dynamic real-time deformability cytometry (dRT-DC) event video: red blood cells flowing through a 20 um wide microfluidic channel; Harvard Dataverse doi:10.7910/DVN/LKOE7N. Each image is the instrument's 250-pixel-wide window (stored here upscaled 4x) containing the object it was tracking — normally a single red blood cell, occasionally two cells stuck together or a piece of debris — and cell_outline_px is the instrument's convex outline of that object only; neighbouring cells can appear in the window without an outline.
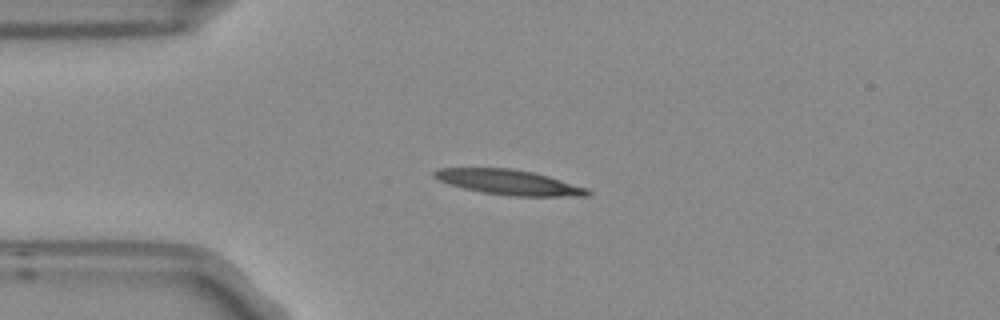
{"species": "Egyptian fruit bat (a non-hibernating species)", "species_latin": "Rousettus aegyptiacus", "temperature_condition": "room temperature", "stored_images_in_passage": 4, "camera_frame_rate_fps": 3000, "um_per_image_px": 0.085, "frame": {"image": 1, "passage_image": 3, "time_ms": 0.667, "image_size_px": [1000, 320], "cell_outline_px": [[592, 192], [588, 196], [516, 196], [484, 192], [464, 188], [440, 180], [432, 176], [432, 172], [436, 168], [512, 168], [532, 172], [548, 176], [588, 188]], "centroid_in_image_um": [43.28, 15.48], "position_along_channel_um": 41.7, "area_um2": 22.14}}